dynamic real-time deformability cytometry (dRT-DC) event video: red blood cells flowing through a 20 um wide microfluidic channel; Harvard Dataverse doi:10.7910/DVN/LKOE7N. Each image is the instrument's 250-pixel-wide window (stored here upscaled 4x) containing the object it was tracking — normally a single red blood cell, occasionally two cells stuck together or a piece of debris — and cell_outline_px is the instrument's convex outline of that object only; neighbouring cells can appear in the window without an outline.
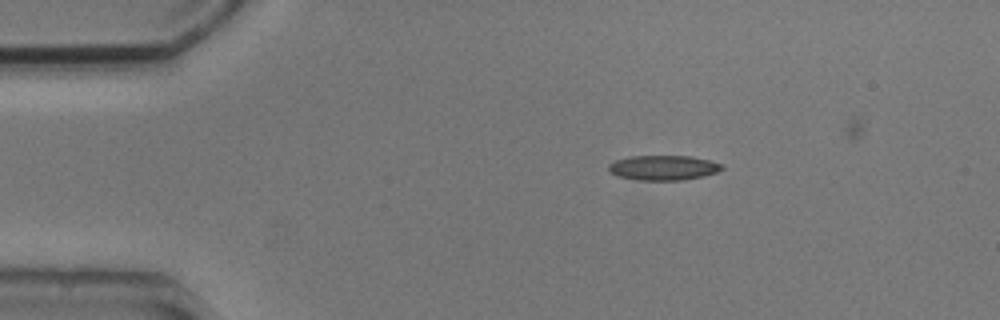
{"species": "common noctule bat (a hibernating species)", "species_latin": "Nyctalus noctula", "temperature_condition": "cold", "stored_images_in_passage": 3, "camera_frame_rate_fps": 3000, "um_per_image_px": 0.085, "animal": {"sex": "male", "body_mass_g": 20.5, "forearm_length_mm": 52.5}, "frame": {"image": 1, "passage_image": 1, "time_ms": 0.0, "image_size_px": [1000, 320], "cell_outline_px": [[724, 168], [716, 172], [704, 176], [680, 180], [636, 180], [616, 176], [608, 172], [608, 164], [616, 160], [628, 156], [692, 156], [724, 164]], "centroid_in_image_um": [56.35, 14.25], "position_along_channel_um": 28.6, "area_um2": 16.59}}
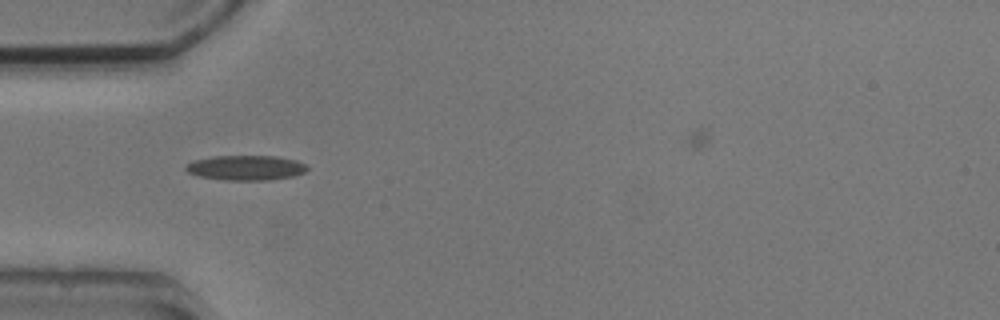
{"frame": {"image": 2, "passage_image": 3, "time_ms": 2.333, "image_size_px": [1000, 320], "cell_outline_px": [[308, 168], [304, 172], [292, 176], [268, 180], [224, 180], [200, 176], [188, 172], [184, 168], [184, 164], [196, 160], [212, 156], [276, 156], [296, 160], [308, 164]], "centroid_in_image_um": [20.9, 14.25], "position_along_channel_um": 64.1, "area_um2": 17.63}}